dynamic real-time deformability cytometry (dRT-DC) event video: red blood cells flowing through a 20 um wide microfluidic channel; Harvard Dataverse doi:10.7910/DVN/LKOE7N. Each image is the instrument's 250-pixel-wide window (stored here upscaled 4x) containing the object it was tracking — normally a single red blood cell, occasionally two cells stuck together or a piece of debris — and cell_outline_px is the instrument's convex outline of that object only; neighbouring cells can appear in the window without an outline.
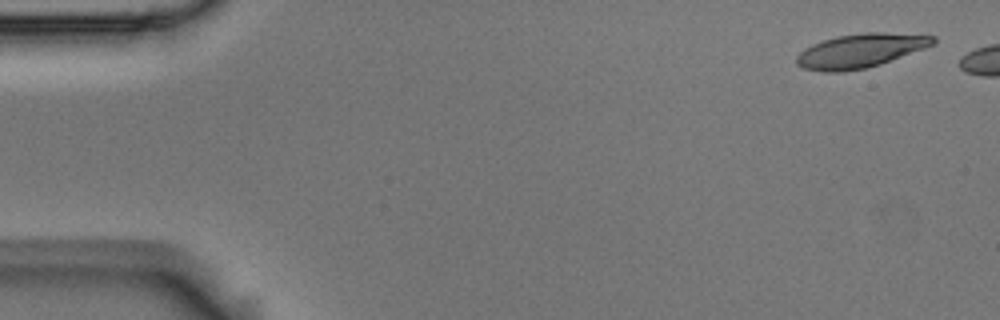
{"species": "Egyptian fruit bat (a non-hibernating species)", "species_latin": "Rousettus aegyptiacus", "temperature_condition": "room temperature", "stored_images_in_passage": 2, "camera_frame_rate_fps": 3000, "um_per_image_px": 0.085, "animal": {"sex": "male"}, "frame": {"image": 1, "passage_image": 1, "time_ms": 0.0, "image_size_px": [1000, 320], "cell_outline_px": [[936, 40], [932, 44], [924, 48], [880, 64], [864, 68], [840, 72], [824, 72], [804, 68], [796, 64], [796, 56], [804, 48], [812, 44], [836, 36], [864, 32], [884, 32], [936, 36]], "centroid_in_image_um": [73.09, 4.3], "position_along_channel_um": 11.9, "area_um2": 26.82}}